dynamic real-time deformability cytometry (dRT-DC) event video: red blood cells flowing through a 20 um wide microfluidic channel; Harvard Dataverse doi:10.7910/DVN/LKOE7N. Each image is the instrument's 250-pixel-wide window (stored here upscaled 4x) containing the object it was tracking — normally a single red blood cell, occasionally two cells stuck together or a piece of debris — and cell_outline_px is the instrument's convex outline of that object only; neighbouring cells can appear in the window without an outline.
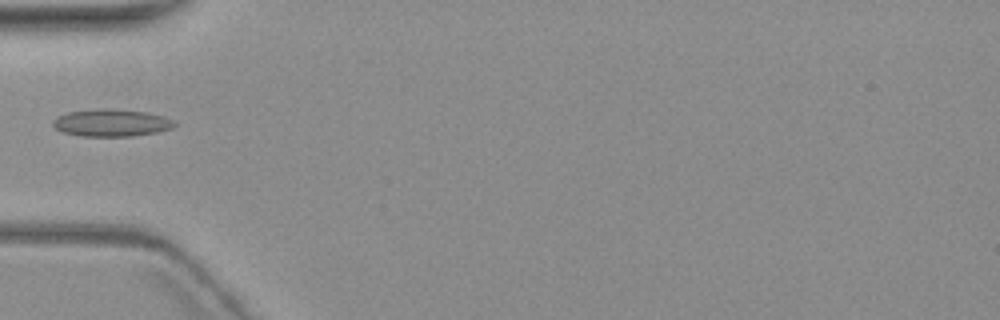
{"species": "common noctule bat (a hibernating species)", "species_latin": "Nyctalus noctula", "temperature_condition": "warm", "stored_images_in_passage": 5, "camera_frame_rate_fps": 3000, "um_per_image_px": 0.085, "animal": {"sex": "female", "body_mass_g": 19.3, "forearm_length_mm": 54.1}, "frame": {"image": 1, "passage_image": 3, "time_ms": 2.667, "image_size_px": [1000, 320], "cell_outline_px": [[176, 124], [172, 128], [156, 132], [132, 136], [80, 136], [64, 132], [56, 128], [52, 124], [52, 120], [56, 116], [68, 112], [100, 108], [112, 108], [148, 112], [172, 120]], "centroid_in_image_um": [9.43, 10.43], "position_along_channel_um": 75.6, "area_um2": 19.31}}
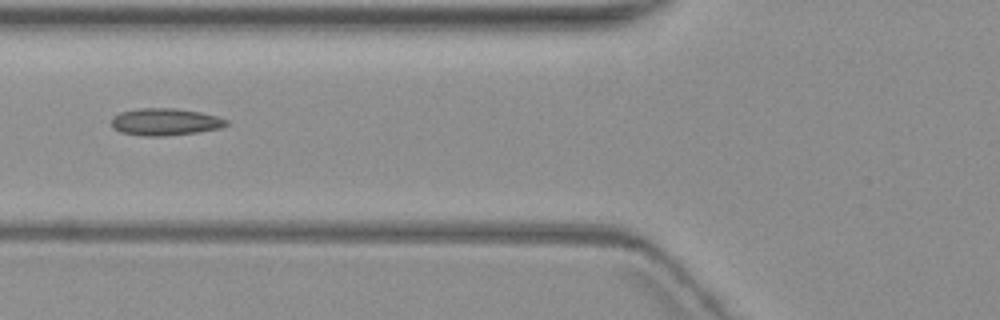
{"frame": {"image": 2, "passage_image": 4, "time_ms": 3.667, "image_size_px": [1000, 320], "cell_outline_px": [[228, 124], [220, 128], [196, 132], [164, 136], [144, 136], [120, 132], [112, 128], [112, 120], [120, 112], [140, 108], [176, 108], [200, 112], [216, 116], [228, 120]], "centroid_in_image_um": [14.03, 10.36], "position_along_channel_um": 111.8, "area_um2": 18.03}}
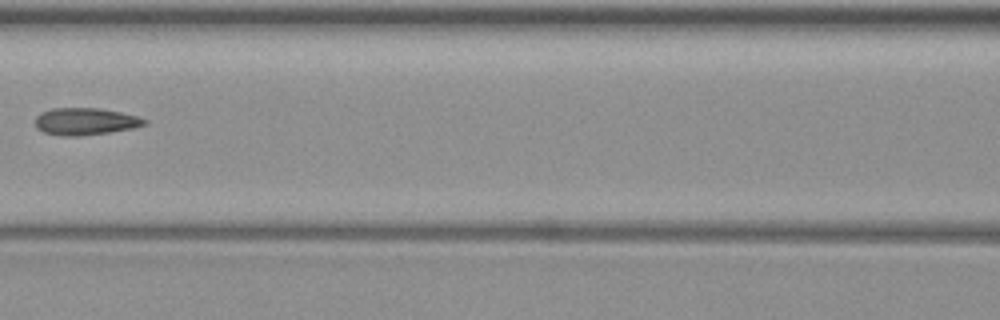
{"frame": {"image": 3, "passage_image": 5, "time_ms": 5.0, "image_size_px": [1000, 320], "cell_outline_px": [[148, 124], [132, 128], [108, 132], [76, 136], [64, 136], [44, 132], [36, 128], [36, 116], [40, 112], [52, 108], [96, 108], [120, 112], [136, 116], [148, 120]], "centroid_in_image_um": [7.24, 10.31], "position_along_channel_um": 159.4, "area_um2": 17.11}}